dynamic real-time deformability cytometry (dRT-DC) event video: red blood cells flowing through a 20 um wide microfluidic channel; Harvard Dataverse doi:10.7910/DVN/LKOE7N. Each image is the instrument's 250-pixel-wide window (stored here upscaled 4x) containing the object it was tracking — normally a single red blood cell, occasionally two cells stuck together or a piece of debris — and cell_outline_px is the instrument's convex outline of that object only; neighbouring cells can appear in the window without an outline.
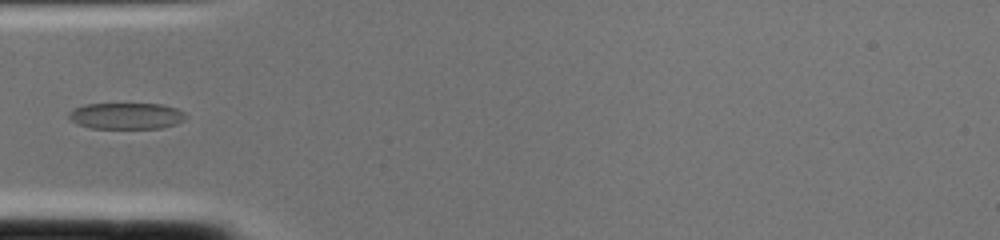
{"species": "common noctule bat (a hibernating species)", "species_latin": "Nyctalus noctula", "temperature_condition": "cold", "stored_images_in_passage": 2, "camera_frame_rate_fps": 3000, "um_per_image_px": 0.085, "animal": {"sex": "female", "body_mass_g": 22.0, "forearm_length_mm": 56.7}, "frame": {"image": 1, "passage_image": 2, "time_ms": 0.333, "image_size_px": [1000, 240], "cell_outline_px": [[188, 116], [184, 120], [176, 124], [160, 128], [92, 128], [76, 124], [68, 120], [68, 112], [72, 108], [84, 104], [160, 104], [176, 108], [184, 112]], "centroid_in_image_um": [10.69, 9.85], "position_along_channel_um": 74.3, "area_um2": 18.15}}